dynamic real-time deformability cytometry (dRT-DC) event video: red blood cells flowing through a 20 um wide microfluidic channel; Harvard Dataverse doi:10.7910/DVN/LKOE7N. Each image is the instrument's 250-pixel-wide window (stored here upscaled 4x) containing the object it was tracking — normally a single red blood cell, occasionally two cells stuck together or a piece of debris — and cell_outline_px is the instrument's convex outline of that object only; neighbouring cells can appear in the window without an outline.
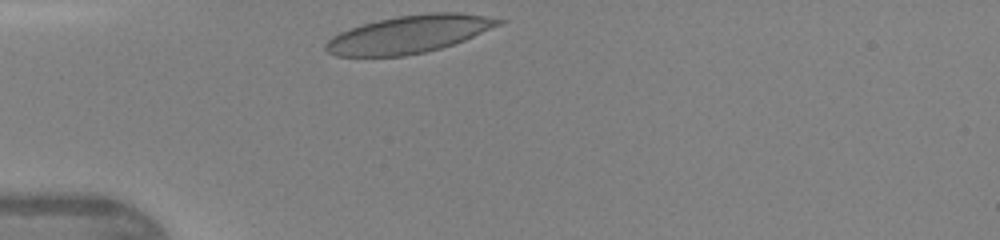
{"species": "human", "species_latin": "Homo sapiens", "temperature_condition": "warm", "stored_images_in_passage": 25, "camera_frame_rate_fps": 3000, "um_per_image_px": 0.085, "donor": {"sex": "female"}, "frame": {"image": 1, "passage_image": 1, "time_ms": 0.0, "image_size_px": [1000, 240], "cell_outline_px": [[508, 20], [500, 24], [464, 40], [440, 48], [424, 52], [404, 56], [336, 56], [328, 52], [324, 48], [324, 44], [332, 36], [340, 32], [364, 24], [396, 16], [428, 12], [460, 12], [488, 16]], "centroid_in_image_um": [34.78, 2.9], "position_along_channel_um": 50.2, "area_um2": 37.69}}
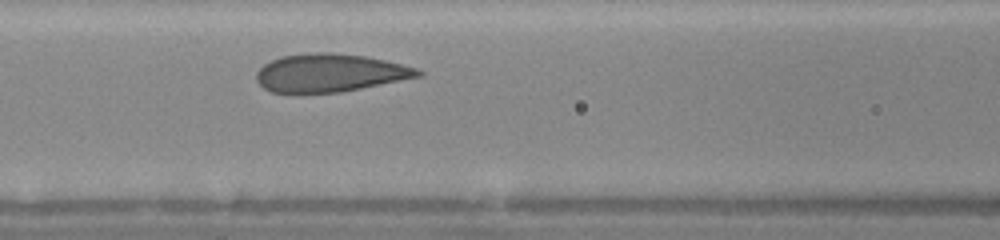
{"frame": {"image": 2, "passage_image": 8, "time_ms": 2.333, "image_size_px": [1000, 240], "cell_outline_px": [[424, 76], [340, 92], [296, 96], [292, 96], [272, 92], [264, 88], [256, 80], [256, 72], [264, 64], [272, 60], [284, 56], [312, 52], [332, 52], [364, 56], [384, 60], [416, 68], [424, 72]], "centroid_in_image_um": [27.99, 6.24], "position_along_channel_um": 138.6, "area_um2": 36.59}}
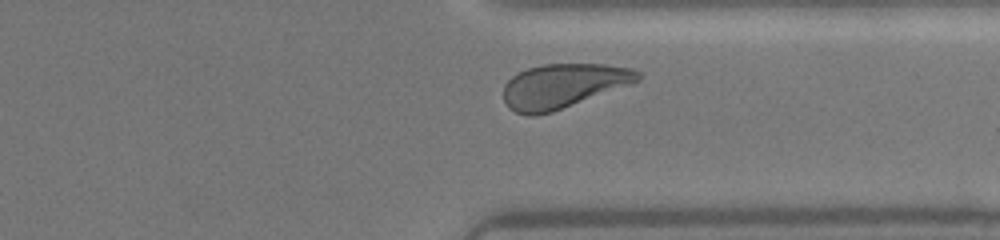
{"frame": {"image": 3, "passage_image": 23, "time_ms": 7.333, "image_size_px": [1000, 240], "cell_outline_px": [[644, 76], [640, 80], [632, 84], [552, 112], [536, 116], [528, 116], [516, 112], [508, 108], [504, 100], [504, 84], [512, 76], [528, 68], [544, 64], [604, 64], [632, 68], [644, 72]], "centroid_in_image_um": [47.91, 7.3], "position_along_channel_um": 363.5, "area_um2": 35.03}}